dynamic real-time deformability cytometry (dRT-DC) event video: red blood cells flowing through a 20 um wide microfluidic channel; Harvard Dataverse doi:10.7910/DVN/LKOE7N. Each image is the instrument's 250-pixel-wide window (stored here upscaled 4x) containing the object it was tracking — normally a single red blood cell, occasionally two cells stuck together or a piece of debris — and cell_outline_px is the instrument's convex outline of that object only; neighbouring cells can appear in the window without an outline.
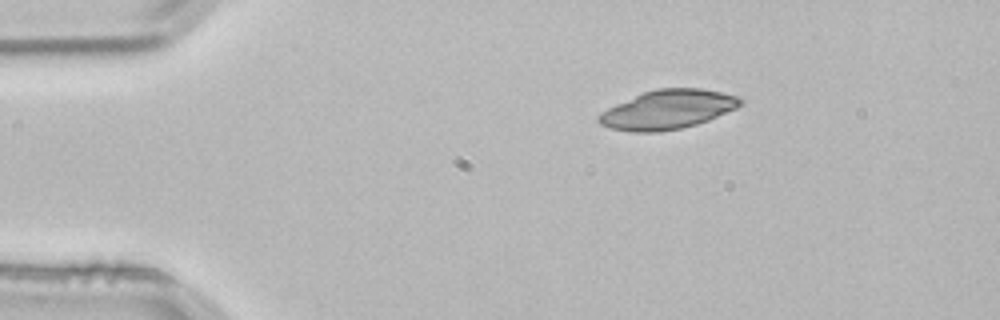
{"species": "common noctule bat (a hibernating species)", "species_latin": "Nyctalus noctula", "temperature_condition": "room temperature", "stored_images_in_passage": 2, "camera_frame_rate_fps": 3000, "um_per_image_px": 0.085, "animal": {"sex": "male", "body_mass_g": 21.5, "forearm_length_mm": 52.0}, "frame": {"image": 1, "passage_image": 1, "time_ms": 0.0, "image_size_px": [1000, 320], "cell_outline_px": [[744, 100], [736, 108], [708, 120], [696, 124], [680, 128], [660, 132], [632, 132], [612, 128], [600, 124], [596, 120], [596, 116], [600, 112], [616, 104], [644, 92], [656, 88], [700, 88], [720, 92], [736, 96]], "centroid_in_image_um": [56.72, 9.31], "position_along_channel_um": 28.3, "area_um2": 32.02}}